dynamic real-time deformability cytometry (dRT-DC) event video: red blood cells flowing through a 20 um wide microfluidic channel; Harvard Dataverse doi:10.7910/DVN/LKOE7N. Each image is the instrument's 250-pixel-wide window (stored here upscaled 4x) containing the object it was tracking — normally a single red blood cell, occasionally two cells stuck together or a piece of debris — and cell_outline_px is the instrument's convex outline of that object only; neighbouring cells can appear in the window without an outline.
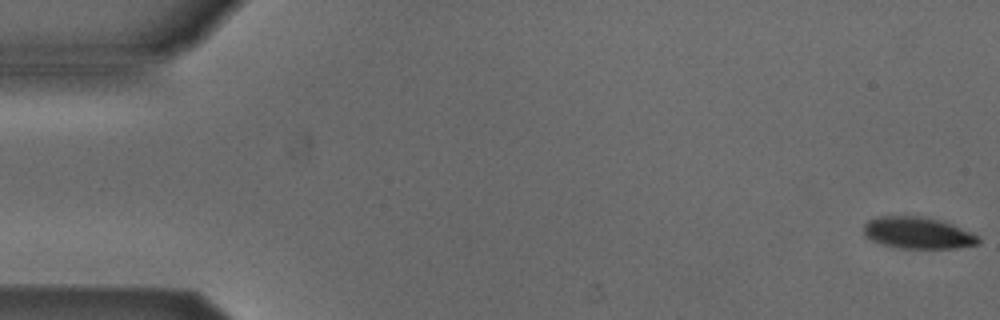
{"species": "Egyptian fruit bat (a non-hibernating species)", "species_latin": "Rousettus aegyptiacus", "temperature_condition": "cold", "stored_images_in_passage": 54, "camera_frame_rate_fps": 3000, "um_per_image_px": 0.085, "animal": {"sex": "male"}, "frame": {"image": 1, "passage_image": 1, "time_ms": 0.0, "image_size_px": [1000, 320], "cell_outline_px": [[980, 244], [956, 248], [900, 248], [880, 244], [864, 236], [864, 224], [868, 220], [876, 216], [924, 216], [944, 220], [980, 236]], "centroid_in_image_um": [78.03, 19.79], "position_along_channel_um": 7.0, "area_um2": 21.56}}
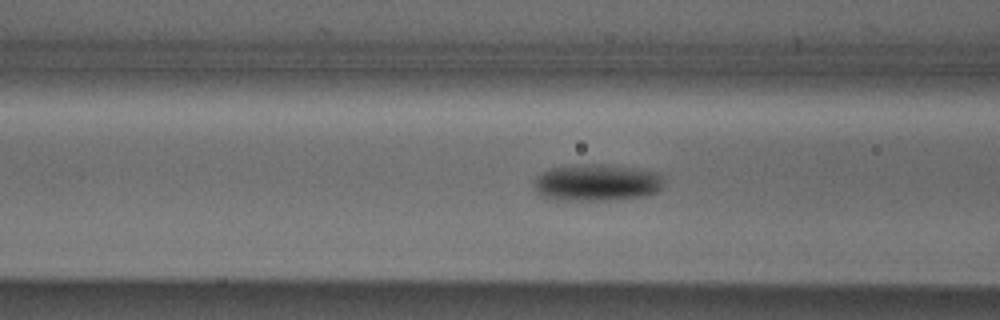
{"frame": {"image": 2, "passage_image": 21, "time_ms": 6.667, "image_size_px": [1000, 320], "cell_outline_px": [[664, 184], [656, 192], [648, 196], [604, 200], [556, 200], [540, 196], [532, 188], [532, 180], [536, 176], [548, 168], [576, 164], [612, 164], [660, 172], [664, 180]], "centroid_in_image_um": [50.69, 15.51], "position_along_channel_um": 115.9, "area_um2": 28.73}}
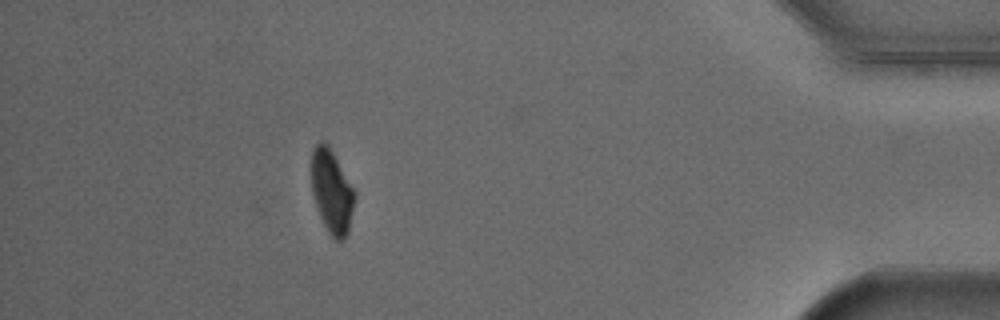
{"frame": {"image": 3, "passage_image": 48, "time_ms": 15.667, "image_size_px": [1000, 320], "cell_outline_px": [[356, 196], [348, 232], [344, 240], [336, 240], [328, 232], [320, 216], [312, 192], [312, 148], [320, 140], [324, 140], [328, 144], [356, 192]], "centroid_in_image_um": [28.21, 16.26], "position_along_channel_um": 407.0, "area_um2": 20.98}, "authors_computed_cell_mechanics": {"area_um2": 24.1604, "velocity_mm_per_s": 3.8489, "shape_relaxation_time_tau1_ms": 5.4589, "shape_relaxation_time_tau2_ms": null, "deformation_change_tau1": 0.1186, "deformation_change_tau2": null}}